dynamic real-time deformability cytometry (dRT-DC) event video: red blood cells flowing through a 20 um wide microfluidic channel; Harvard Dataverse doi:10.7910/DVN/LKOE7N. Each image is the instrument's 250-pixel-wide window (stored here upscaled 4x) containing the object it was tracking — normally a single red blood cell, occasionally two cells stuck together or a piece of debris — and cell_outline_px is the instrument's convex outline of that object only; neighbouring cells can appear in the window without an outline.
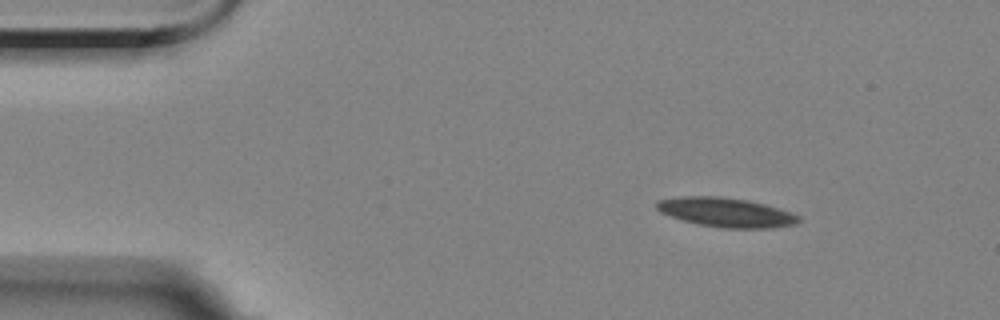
{"species": "Egyptian fruit bat (a non-hibernating species)", "species_latin": "Rousettus aegyptiacus", "temperature_condition": "room temperature", "stored_images_in_passage": 10, "camera_frame_rate_fps": 3000, "um_per_image_px": 0.085, "animal": {"sex": "female"}, "frame": {"image": 1, "passage_image": 1, "time_ms": 0.0, "image_size_px": [1000, 320], "cell_outline_px": [[800, 220], [796, 224], [772, 228], [724, 228], [700, 224], [684, 220], [660, 212], [656, 208], [656, 200], [680, 196], [720, 196], [748, 200], [764, 204], [792, 212], [800, 216]], "centroid_in_image_um": [61.73, 18.04], "position_along_channel_um": 23.3, "area_um2": 24.22}}
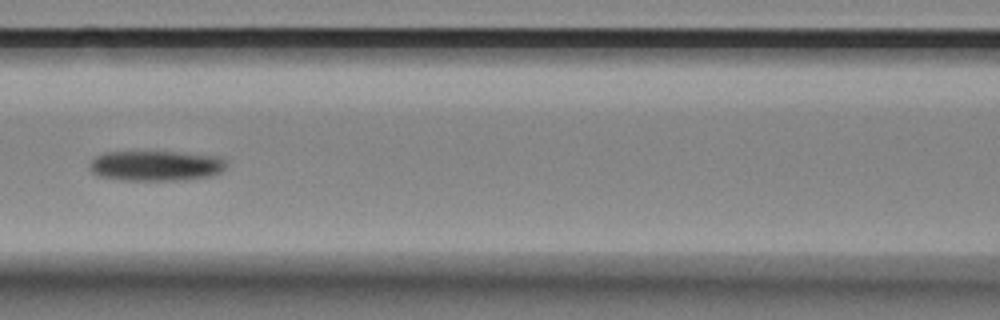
{"frame": {"image": 2, "passage_image": 6, "time_ms": 5.667, "image_size_px": [1000, 320], "cell_outline_px": [[228, 164], [220, 172], [208, 176], [184, 180], [120, 180], [96, 176], [88, 168], [88, 164], [96, 156], [104, 152], [176, 152], [224, 156], [228, 160]], "centroid_in_image_um": [13.26, 14.08], "position_along_channel_um": 153.3, "area_um2": 24.51}}
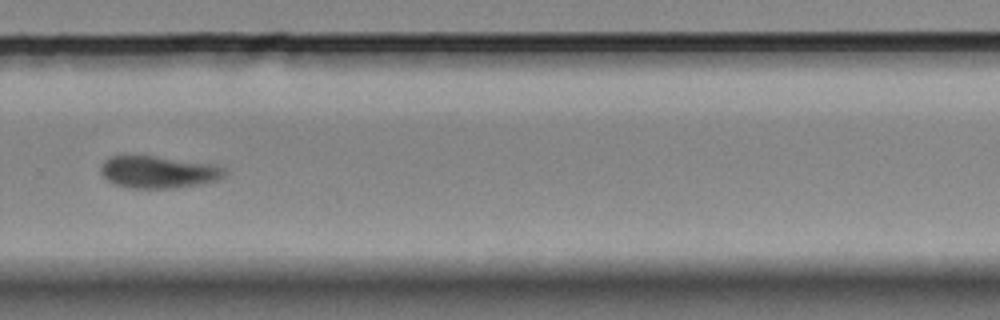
{"frame": {"image": 3, "passage_image": 10, "time_ms": 10.333, "image_size_px": [1000, 320], "cell_outline_px": [[228, 172], [220, 180], [200, 184], [172, 188], [128, 188], [112, 184], [100, 172], [100, 164], [104, 160], [112, 156], [156, 156], [208, 164], [224, 168]], "centroid_in_image_um": [13.43, 14.63], "position_along_channel_um": 316.4, "area_um2": 23.18}}